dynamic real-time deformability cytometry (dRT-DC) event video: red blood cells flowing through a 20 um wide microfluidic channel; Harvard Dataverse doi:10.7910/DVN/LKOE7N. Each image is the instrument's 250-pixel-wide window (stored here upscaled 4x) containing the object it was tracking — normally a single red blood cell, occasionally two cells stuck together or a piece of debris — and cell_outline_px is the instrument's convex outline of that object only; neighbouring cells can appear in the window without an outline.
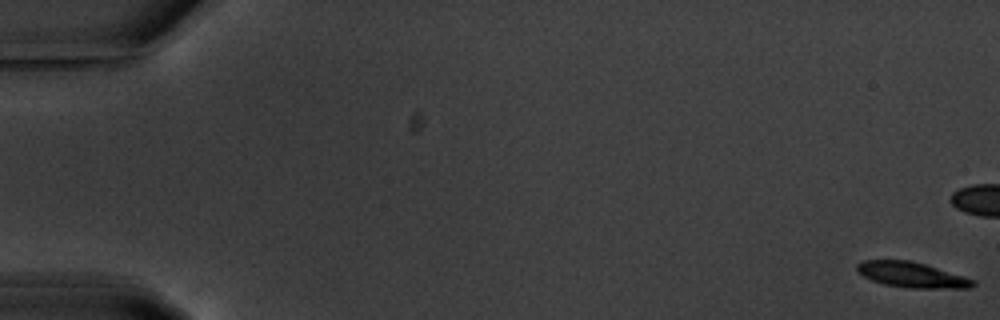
{"species": "common noctule bat (a hibernating species)", "species_latin": "Nyctalus noctula", "temperature_condition": "warm", "stored_images_in_passage": 58, "camera_frame_rate_fps": 3000, "um_per_image_px": 0.085, "animal": {"sex": "male", "body_mass_g": 20.1, "forearm_length_mm": 53.5}, "frame": {"image": 1, "passage_image": 1, "time_ms": 0.0, "image_size_px": [1000, 320], "cell_outline_px": [[976, 284], [972, 288], [908, 288], [884, 284], [872, 280], [856, 272], [856, 264], [864, 260], [908, 260], [924, 264], [964, 276], [976, 280]], "centroid_in_image_um": [77.5, 23.36], "position_along_channel_um": 7.5, "area_um2": 17.17}, "authors_computed_cell_mechanics": {"area_um2": 18.6405, "velocity_mm_per_s": 3.5925, "shape_relaxation_time_tau1_ms": 3.7005, "shape_relaxation_time_tau2_ms": null, "deformation_change_tau1": 0.1431, "deformation_change_tau2": null}}